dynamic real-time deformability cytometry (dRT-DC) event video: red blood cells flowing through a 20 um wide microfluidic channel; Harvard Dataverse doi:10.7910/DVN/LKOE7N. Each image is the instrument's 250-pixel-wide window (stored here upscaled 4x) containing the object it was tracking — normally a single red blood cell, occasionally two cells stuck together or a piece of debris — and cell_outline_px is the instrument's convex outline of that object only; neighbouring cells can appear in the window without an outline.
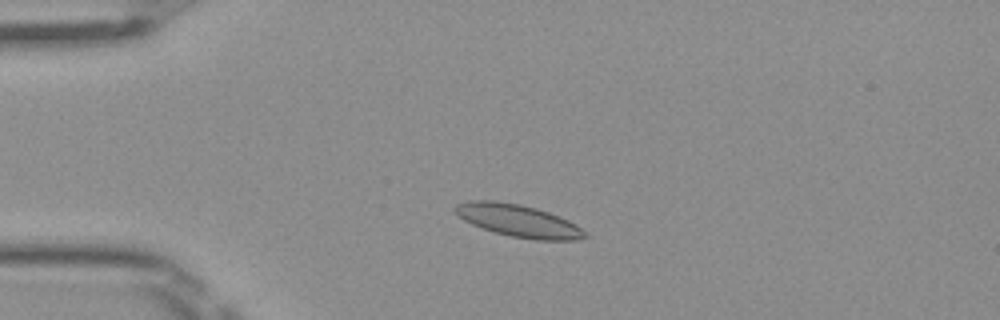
{"species": "Egyptian fruit bat (a non-hibernating species)", "species_latin": "Rousettus aegyptiacus", "temperature_condition": "room temperature", "stored_images_in_passage": 42, "camera_frame_rate_fps": 3000, "um_per_image_px": 0.085, "frame": {"image": 1, "passage_image": 3, "time_ms": 0.667, "image_size_px": [1000, 320], "cell_outline_px": [[588, 236], [576, 240], [536, 240], [512, 236], [496, 232], [472, 224], [464, 220], [452, 208], [456, 204], [468, 200], [496, 200], [520, 204], [536, 208], [548, 212], [568, 220], [576, 224]], "centroid_in_image_um": [44.04, 18.74], "position_along_channel_um": 41.0, "area_um2": 24.28}}
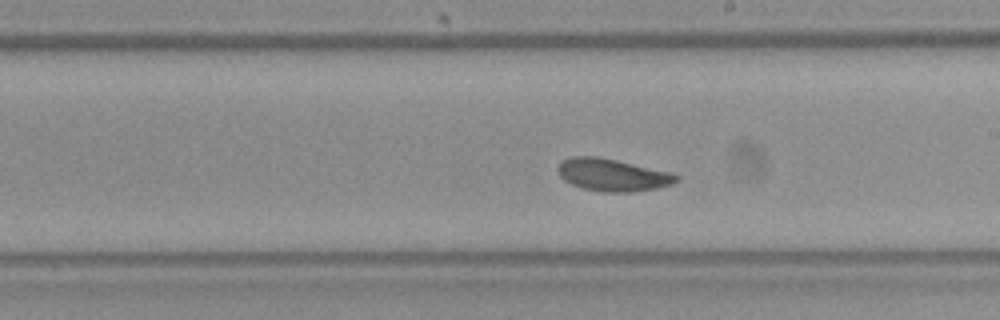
{"frame": {"image": 2, "passage_image": 20, "time_ms": 6.333, "image_size_px": [1000, 320], "cell_outline_px": [[680, 176], [672, 184], [656, 188], [632, 192], [600, 192], [584, 188], [572, 184], [564, 180], [560, 176], [556, 168], [564, 160], [572, 156], [600, 156], [672, 172]], "centroid_in_image_um": [52.07, 14.86], "position_along_channel_um": 236.9, "area_um2": 22.43}}
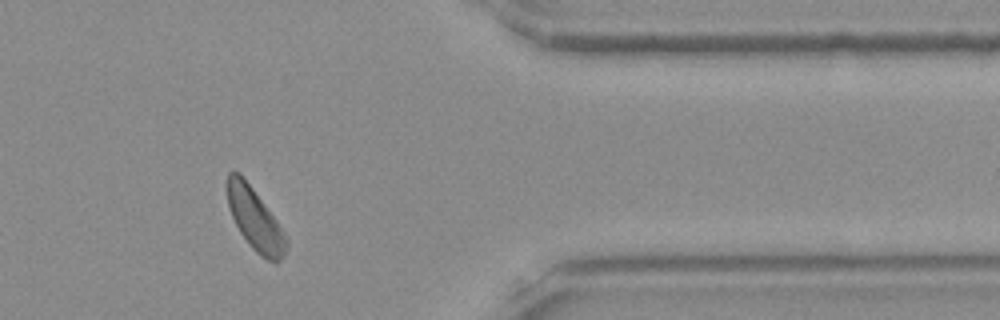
{"frame": {"image": 3, "passage_image": 33, "time_ms": 10.667, "image_size_px": [1000, 320], "cell_outline_px": [[288, 244], [284, 256], [276, 264], [260, 256], [248, 244], [240, 232], [228, 208], [228, 172], [240, 172], [276, 220], [284, 232], [288, 240]], "centroid_in_image_um": [21.7, 18.7], "position_along_channel_um": 389.7, "area_um2": 21.04}, "authors_computed_cell_mechanics": {"area_um2": 22.0218, "velocity_mm_per_s": 3.9846, "shape_relaxation_time_tau1_ms": 2.4377, "shape_relaxation_time_tau2_ms": 2.9365, "deformation_change_tau1": 0.0728, "deformation_change_tau2": 0.0834}}